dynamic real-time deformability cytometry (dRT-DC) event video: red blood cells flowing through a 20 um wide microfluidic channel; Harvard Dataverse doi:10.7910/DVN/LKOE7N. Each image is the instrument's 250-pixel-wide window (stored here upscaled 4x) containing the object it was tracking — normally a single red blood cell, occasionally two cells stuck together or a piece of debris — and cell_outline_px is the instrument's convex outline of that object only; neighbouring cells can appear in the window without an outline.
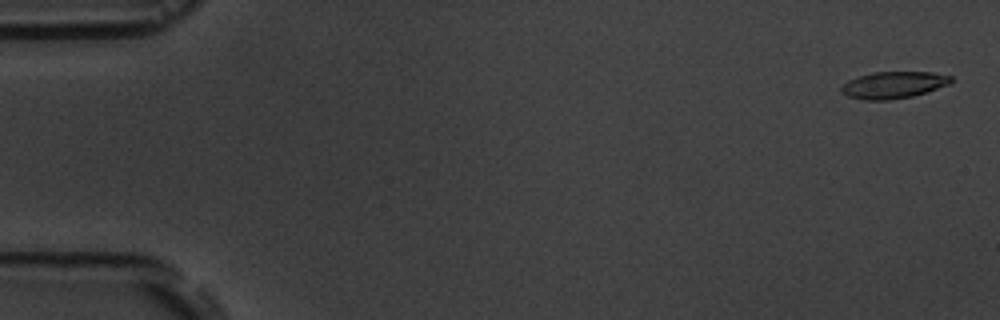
{"species": "common noctule bat (a hibernating species)", "species_latin": "Nyctalus noctula", "temperature_condition": "room temperature", "stored_images_in_passage": 6, "camera_frame_rate_fps": 3000, "um_per_image_px": 0.085, "animal": {"sex": "male", "body_mass_g": 19.5, "forearm_length_mm": 54.6}, "frame": {"image": 1, "passage_image": 1, "time_ms": 0.0, "image_size_px": [1000, 320], "cell_outline_px": [[952, 80], [948, 84], [912, 96], [888, 100], [864, 100], [848, 96], [840, 92], [840, 88], [848, 80], [872, 72], [932, 72], [952, 76]], "centroid_in_image_um": [75.91, 7.22], "position_along_channel_um": 9.1, "area_um2": 16.94}}
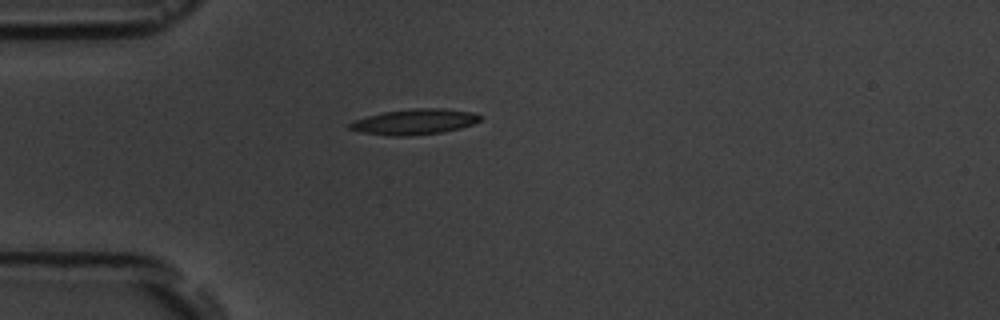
{"frame": {"image": 2, "passage_image": 5, "time_ms": 4.667, "image_size_px": [1000, 320], "cell_outline_px": [[484, 116], [480, 120], [472, 124], [460, 128], [444, 132], [408, 136], [392, 136], [360, 132], [348, 128], [348, 124], [352, 120], [384, 112], [412, 108], [444, 108], [472, 112]], "centroid_in_image_um": [35.23, 10.35], "position_along_channel_um": 49.8, "area_um2": 19.54}}